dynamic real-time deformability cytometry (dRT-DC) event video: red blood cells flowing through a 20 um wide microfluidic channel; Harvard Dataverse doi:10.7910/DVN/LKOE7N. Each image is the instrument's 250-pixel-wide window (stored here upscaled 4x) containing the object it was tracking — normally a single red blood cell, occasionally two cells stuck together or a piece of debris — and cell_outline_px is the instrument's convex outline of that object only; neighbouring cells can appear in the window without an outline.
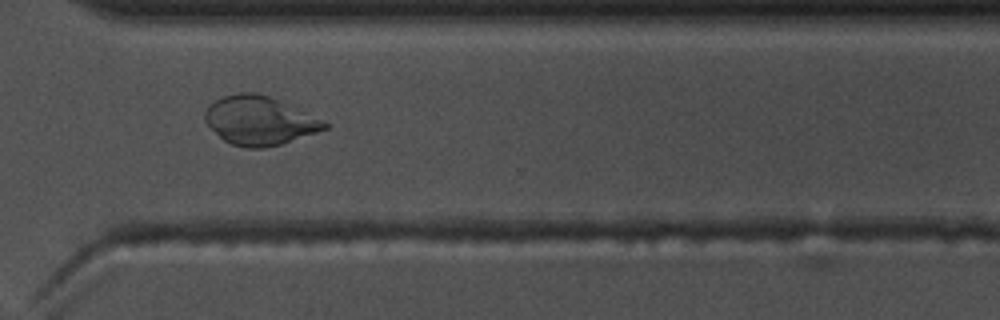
{"species": "common noctule bat (a hibernating species)", "species_latin": "Nyctalus noctula", "temperature_condition": "warm", "stored_images_in_passage": 54, "camera_frame_rate_fps": 3000, "um_per_image_px": 0.085, "animal": {"sex": "male", "body_mass_g": 17.5, "forearm_length_mm": 52.3}, "frame": {"image": 1, "passage_image": 39, "time_ms": 12.667, "image_size_px": [1000, 320], "cell_outline_px": [[328, 128], [280, 144], [264, 148], [244, 148], [232, 144], [224, 140], [204, 120], [204, 112], [216, 100], [224, 96], [240, 92], [256, 92], [268, 96], [324, 120], [328, 124]], "centroid_in_image_um": [22.05, 10.25], "position_along_channel_um": 348.6, "area_um2": 33.35}}